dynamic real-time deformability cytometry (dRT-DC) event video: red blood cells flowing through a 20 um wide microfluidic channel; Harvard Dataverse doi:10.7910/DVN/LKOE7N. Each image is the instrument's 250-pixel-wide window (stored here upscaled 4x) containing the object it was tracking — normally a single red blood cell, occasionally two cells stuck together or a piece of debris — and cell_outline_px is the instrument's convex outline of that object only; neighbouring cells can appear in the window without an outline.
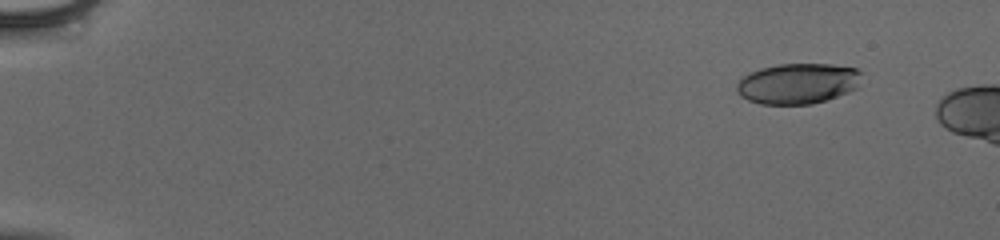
{"species": "human", "species_latin": "Homo sapiens", "temperature_condition": "cold", "stored_images_in_passage": 13, "camera_frame_rate_fps": 3000, "um_per_image_px": 0.085, "donor": {"sex": "male"}, "frame": {"image": 1, "passage_image": 6, "time_ms": 1.667, "image_size_px": [1000, 240], "cell_outline_px": [[860, 72], [856, 88], [848, 92], [812, 104], [760, 104], [748, 100], [740, 96], [736, 92], [736, 84], [744, 76], [760, 68], [780, 64], [832, 64], [856, 68]], "centroid_in_image_um": [67.77, 7.1], "position_along_channel_um": 17.2, "area_um2": 29.3}}